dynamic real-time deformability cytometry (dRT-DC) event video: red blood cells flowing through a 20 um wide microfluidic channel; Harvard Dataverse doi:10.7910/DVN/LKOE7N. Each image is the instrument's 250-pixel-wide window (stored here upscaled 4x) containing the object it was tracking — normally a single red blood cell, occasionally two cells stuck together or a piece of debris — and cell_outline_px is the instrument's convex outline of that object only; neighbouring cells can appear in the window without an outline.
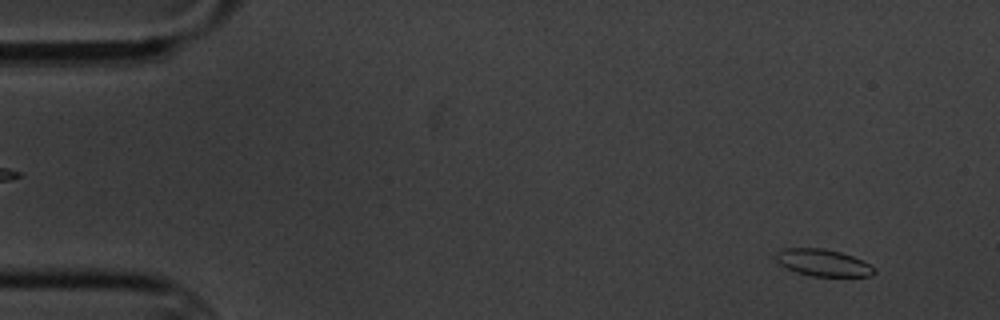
{"species": "common noctule bat (a hibernating species)", "species_latin": "Nyctalus noctula", "temperature_condition": "cold", "stored_images_in_passage": 4, "camera_frame_rate_fps": 3000, "um_per_image_px": 0.085, "animal": {"sex": "male", "body_mass_g": 20.1, "forearm_length_mm": 53.5}, "frame": {"image": 1, "passage_image": 4, "time_ms": 4.333, "image_size_px": [1000, 320], "cell_outline_px": [[876, 272], [872, 276], [812, 276], [796, 272], [784, 268], [776, 260], [776, 252], [784, 248], [824, 248], [840, 252], [864, 260], [876, 268]], "centroid_in_image_um": [69.98, 22.33], "position_along_channel_um": 15.0, "area_um2": 15.61}}